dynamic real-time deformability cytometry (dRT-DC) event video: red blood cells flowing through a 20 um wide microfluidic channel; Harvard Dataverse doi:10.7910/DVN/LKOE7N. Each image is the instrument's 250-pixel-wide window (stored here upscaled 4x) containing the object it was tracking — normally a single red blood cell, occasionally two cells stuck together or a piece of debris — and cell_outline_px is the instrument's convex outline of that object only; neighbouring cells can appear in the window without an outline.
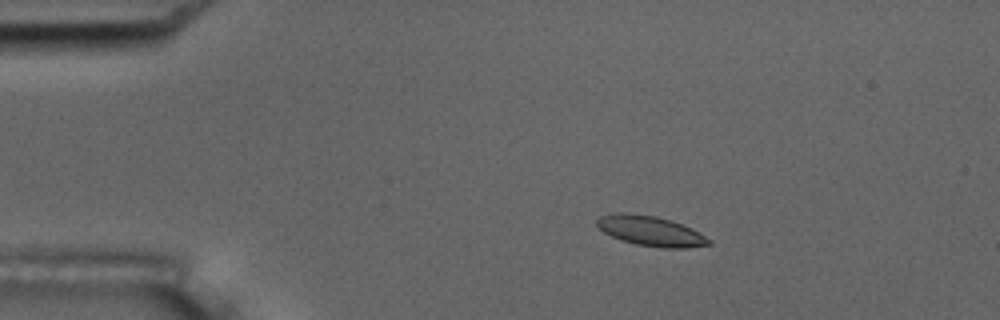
{"species": "common noctule bat (a hibernating species)", "species_latin": "Nyctalus noctula", "temperature_condition": "room temperature", "stored_images_in_passage": 5, "camera_frame_rate_fps": 3000, "um_per_image_px": 0.085, "animal": {"sex": "male", "body_mass_g": 17.5, "forearm_length_mm": 52.3}, "frame": {"image": 1, "passage_image": 3, "time_ms": 3.333, "image_size_px": [1000, 320], "cell_outline_px": [[712, 244], [688, 248], [660, 248], [636, 244], [620, 240], [604, 232], [596, 224], [596, 220], [600, 216], [620, 212], [624, 212], [656, 216], [692, 228], [712, 240]], "centroid_in_image_um": [55.32, 19.64], "position_along_channel_um": 29.7, "area_um2": 19.54}}